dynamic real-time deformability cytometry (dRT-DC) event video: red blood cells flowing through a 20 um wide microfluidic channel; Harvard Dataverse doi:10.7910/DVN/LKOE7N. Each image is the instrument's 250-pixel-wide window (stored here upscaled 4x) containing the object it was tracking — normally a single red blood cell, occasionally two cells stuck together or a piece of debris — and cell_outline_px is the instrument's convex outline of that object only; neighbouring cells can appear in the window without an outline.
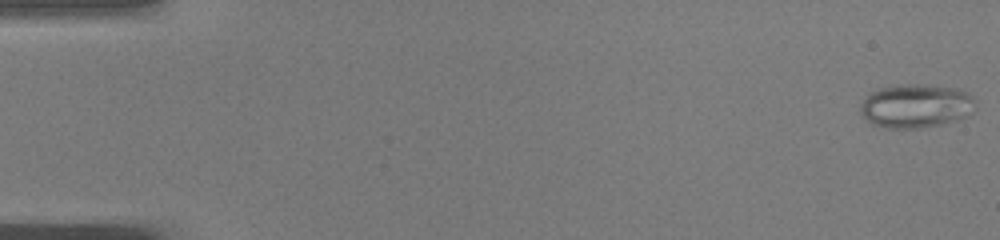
{"species": "common noctule bat (a hibernating species)", "species_latin": "Nyctalus noctula", "temperature_condition": "warm", "stored_images_in_passage": 50, "camera_frame_rate_fps": 3000, "um_per_image_px": 0.085, "animal": {"sex": "male", "body_mass_g": 19.0, "forearm_length_mm": 50.8}, "frame": {"image": 1, "passage_image": 1, "time_ms": 0.0, "image_size_px": [1000, 240], "cell_outline_px": [[976, 108], [968, 116], [956, 120], [940, 124], [920, 128], [888, 128], [872, 124], [860, 112], [860, 104], [872, 92], [880, 88], [900, 84], [920, 84], [956, 88], [972, 96], [976, 100]], "centroid_in_image_um": [77.88, 9.0], "position_along_channel_um": 7.1, "area_um2": 29.3}}
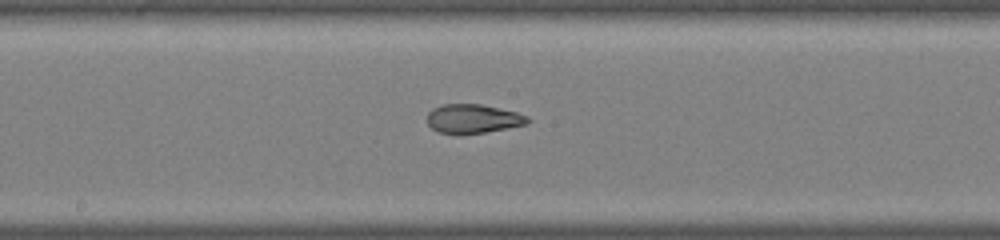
{"frame": {"image": 2, "passage_image": 27, "time_ms": 8.667, "image_size_px": [1000, 240], "cell_outline_px": [[532, 120], [528, 124], [484, 132], [456, 136], [440, 132], [432, 128], [428, 124], [428, 112], [432, 108], [440, 104], [480, 104], [516, 112], [528, 116]], "centroid_in_image_um": [40.19, 10.1], "position_along_channel_um": 208.0, "area_um2": 17.22}}
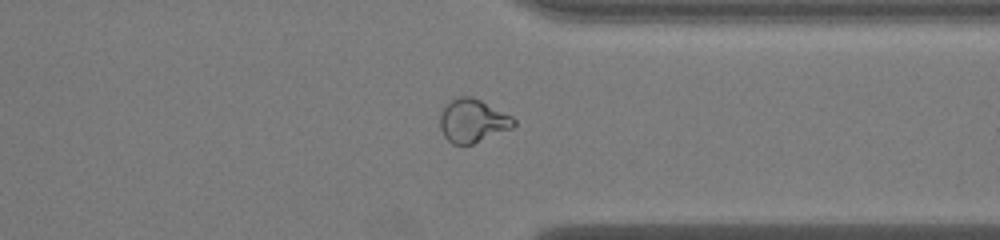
{"frame": {"image": 3, "passage_image": 39, "time_ms": 12.667, "image_size_px": [1000, 240], "cell_outline_px": [[516, 124], [512, 128], [472, 144], [452, 144], [444, 136], [440, 128], [440, 112], [452, 100], [460, 96], [472, 96], [512, 116], [516, 120]], "centroid_in_image_um": [40.18, 10.27], "position_along_channel_um": 371.2, "area_um2": 18.44}, "authors_computed_cell_mechanics": {"area_um2": 21.1548, "velocity_mm_per_s": 4.0898, "shape_relaxation_time_tau1_ms": null, "shape_relaxation_time_tau2_ms": 1.349, "deformation_change_tau1": null, "deformation_change_tau2": 0.0669}}